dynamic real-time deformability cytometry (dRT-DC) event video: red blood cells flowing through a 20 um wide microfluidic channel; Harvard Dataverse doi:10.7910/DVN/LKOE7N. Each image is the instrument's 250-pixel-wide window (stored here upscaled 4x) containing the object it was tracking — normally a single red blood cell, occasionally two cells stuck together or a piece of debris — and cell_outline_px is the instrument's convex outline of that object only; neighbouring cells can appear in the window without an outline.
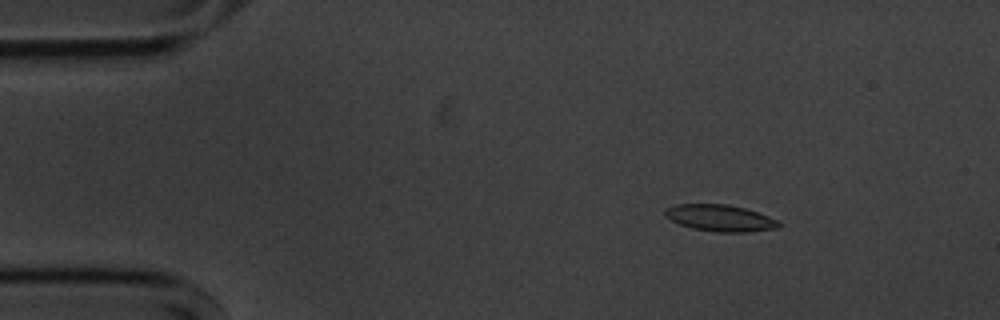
{"species": "common noctule bat (a hibernating species)", "species_latin": "Nyctalus noctula", "temperature_condition": "cold", "stored_images_in_passage": 50, "camera_frame_rate_fps": 3000, "um_per_image_px": 0.085, "animal": {"sex": "male", "body_mass_g": 20.1, "forearm_length_mm": 53.5}, "frame": {"image": 1, "passage_image": 3, "time_ms": 0.667, "image_size_px": [1000, 320], "cell_outline_px": [[780, 228], [744, 232], [716, 232], [692, 228], [680, 224], [664, 216], [664, 212], [668, 208], [676, 204], [728, 204], [744, 208], [768, 216], [776, 220], [780, 224]], "centroid_in_image_um": [61.2, 18.53], "position_along_channel_um": 23.8, "area_um2": 17.46}}
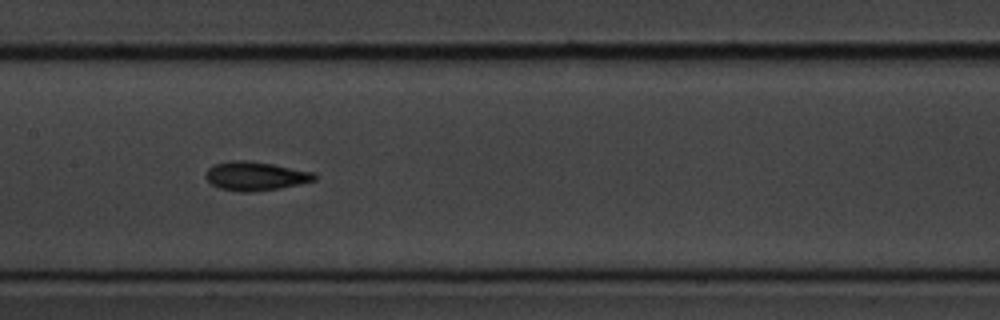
{"frame": {"image": 2, "passage_image": 22, "time_ms": 7.0, "image_size_px": [1000, 320], "cell_outline_px": [[316, 180], [300, 184], [280, 188], [252, 192], [240, 192], [220, 188], [212, 184], [204, 176], [204, 172], [208, 168], [216, 164], [228, 160], [248, 160], [272, 164], [316, 172]], "centroid_in_image_um": [21.71, 14.96], "position_along_channel_um": 185.7, "area_um2": 18.44}}
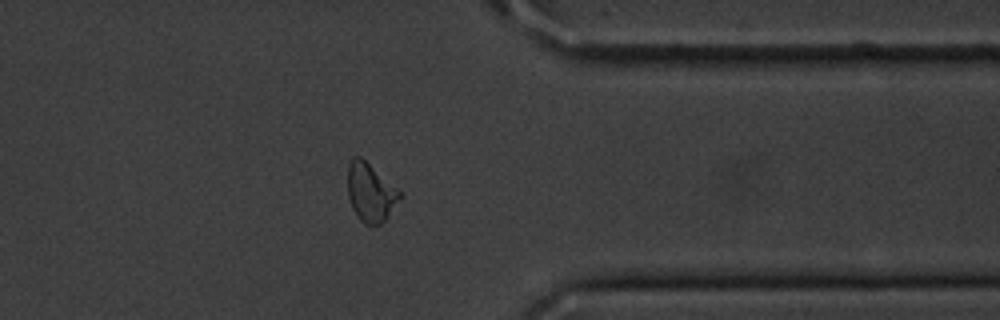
{"frame": {"image": 3, "passage_image": 39, "time_ms": 12.667, "image_size_px": [1000, 320], "cell_outline_px": [[404, 196], [388, 216], [380, 224], [364, 224], [356, 216], [352, 208], [348, 196], [348, 164], [352, 156], [360, 156], [396, 188]], "centroid_in_image_um": [31.48, 16.37], "position_along_channel_um": 379.9, "area_um2": 17.63}, "authors_computed_cell_mechanics": {"area_um2": 17.4845, "velocity_mm_per_s": 3.5874, "shape_relaxation_time_tau1_ms": 3.5428, "shape_relaxation_time_tau2_ms": 5.4954, "deformation_change_tau1": 0.1324, "deformation_change_tau2": 0.1012}}